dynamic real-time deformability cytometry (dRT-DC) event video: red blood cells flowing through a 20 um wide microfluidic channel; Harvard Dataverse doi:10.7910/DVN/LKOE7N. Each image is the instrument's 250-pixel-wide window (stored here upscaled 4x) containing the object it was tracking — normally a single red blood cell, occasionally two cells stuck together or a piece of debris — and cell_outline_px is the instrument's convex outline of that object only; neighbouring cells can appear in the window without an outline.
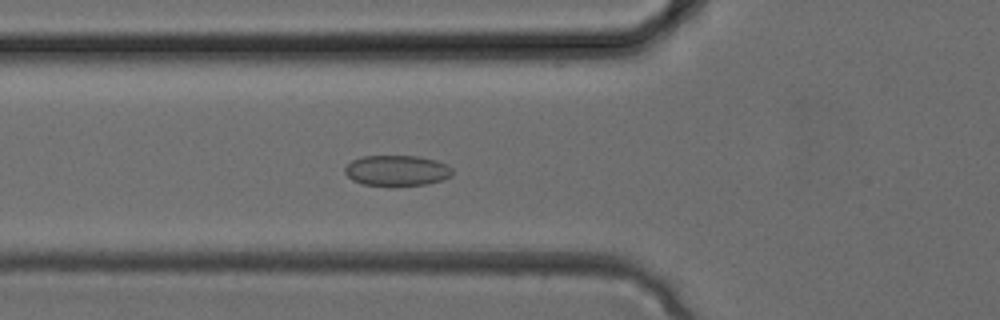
{"species": "common noctule bat (a hibernating species)", "species_latin": "Nyctalus noctula", "temperature_condition": "cold", "stored_images_in_passage": 33, "camera_frame_rate_fps": 3000, "um_per_image_px": 0.085, "animal": {"sex": "female", "body_mass_g": 24.6, "forearm_length_mm": 56.2}, "frame": {"image": 1, "passage_image": 11, "time_ms": 3.333, "image_size_px": [1000, 320], "cell_outline_px": [[452, 176], [428, 184], [364, 184], [352, 180], [344, 172], [344, 168], [352, 160], [364, 156], [420, 156], [436, 160], [448, 164], [452, 168]], "centroid_in_image_um": [33.76, 14.46], "position_along_channel_um": 92.0, "area_um2": 18.84}}
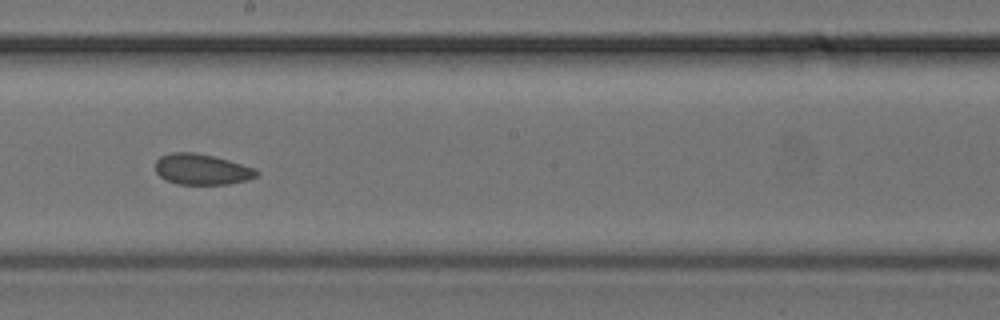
{"frame": {"image": 2, "passage_image": 18, "time_ms": 5.667, "image_size_px": [1000, 320], "cell_outline_px": [[260, 172], [256, 176], [248, 180], [228, 184], [176, 184], [164, 180], [156, 172], [156, 160], [160, 156], [172, 152], [192, 152], [216, 156], [256, 168]], "centroid_in_image_um": [17.16, 14.39], "position_along_channel_um": 231.0, "area_um2": 18.38}}
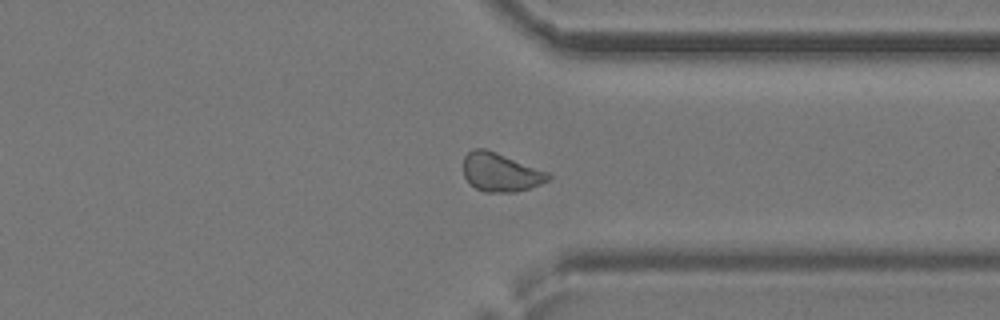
{"frame": {"image": 3, "passage_image": 25, "time_ms": 8.0, "image_size_px": [1000, 320], "cell_outline_px": [[552, 176], [548, 180], [540, 184], [516, 192], [484, 192], [476, 188], [464, 176], [464, 156], [472, 148], [484, 148], [496, 152], [548, 172]], "centroid_in_image_um": [42.54, 14.64], "position_along_channel_um": 368.9, "area_um2": 18.9}}